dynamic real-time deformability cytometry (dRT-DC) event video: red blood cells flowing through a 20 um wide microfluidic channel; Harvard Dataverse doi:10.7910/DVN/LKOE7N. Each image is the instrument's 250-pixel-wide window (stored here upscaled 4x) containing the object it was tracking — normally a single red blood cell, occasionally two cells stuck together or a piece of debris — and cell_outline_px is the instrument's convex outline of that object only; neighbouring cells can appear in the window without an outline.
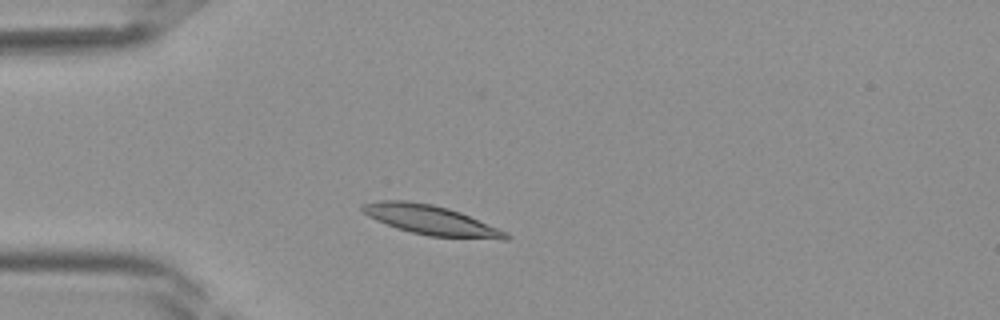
{"species": "Egyptian fruit bat (a non-hibernating species)", "species_latin": "Rousettus aegyptiacus", "temperature_condition": "room temperature", "stored_images_in_passage": 36, "camera_frame_rate_fps": 3000, "um_per_image_px": 0.085, "frame": {"image": 1, "passage_image": 6, "time_ms": 1.667, "image_size_px": [1000, 320], "cell_outline_px": [[512, 236], [508, 240], [500, 240], [428, 236], [396, 228], [376, 220], [368, 216], [360, 208], [360, 204], [380, 200], [408, 200], [432, 204], [448, 208], [460, 212], [508, 232]], "centroid_in_image_um": [36.66, 18.72], "position_along_channel_um": 48.3, "area_um2": 24.97}}
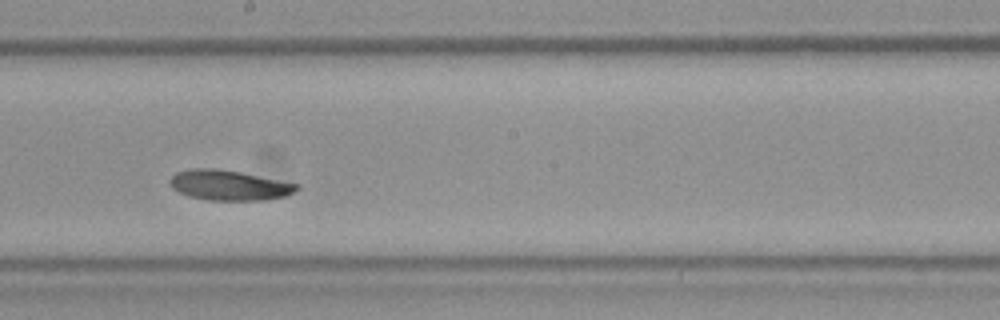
{"frame": {"image": 2, "passage_image": 18, "time_ms": 5.667, "image_size_px": [1000, 320], "cell_outline_px": [[300, 188], [296, 192], [288, 196], [264, 200], [208, 200], [188, 196], [172, 188], [168, 180], [176, 172], [192, 168], [216, 168], [240, 172], [300, 184]], "centroid_in_image_um": [19.5, 15.74], "position_along_channel_um": 228.7, "area_um2": 22.48}}
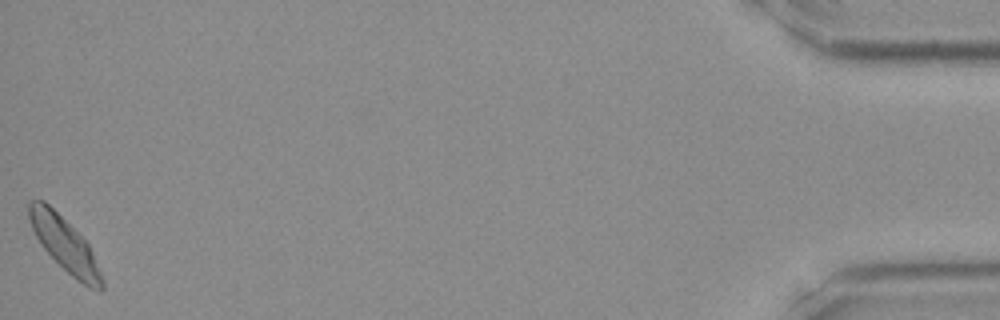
{"frame": {"image": 3, "passage_image": 36, "time_ms": 11.667, "image_size_px": [1000, 320], "cell_outline_px": [[104, 288], [100, 292], [88, 288], [76, 280], [44, 248], [36, 236], [32, 228], [28, 216], [28, 204], [32, 200], [44, 200], [88, 244], [92, 252], [104, 280]], "centroid_in_image_um": [5.52, 20.82], "position_along_channel_um": 429.7, "area_um2": 22.31}}